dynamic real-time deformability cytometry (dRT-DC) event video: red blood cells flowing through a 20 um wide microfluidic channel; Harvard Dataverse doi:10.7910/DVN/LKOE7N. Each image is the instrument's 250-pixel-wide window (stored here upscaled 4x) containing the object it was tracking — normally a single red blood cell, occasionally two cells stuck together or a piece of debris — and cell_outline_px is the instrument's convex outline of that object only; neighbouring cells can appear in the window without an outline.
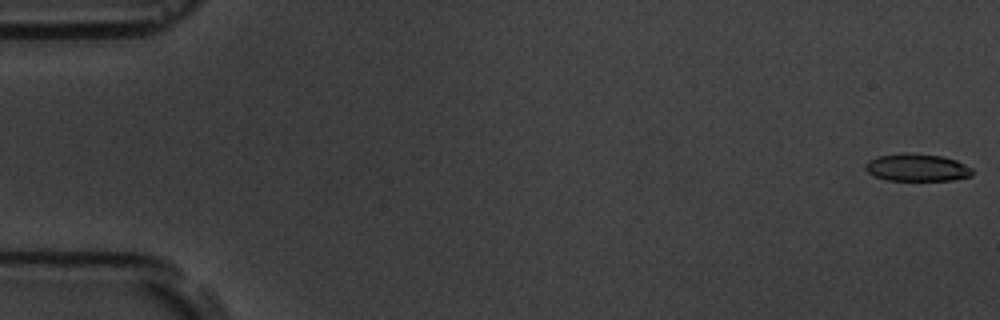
{"species": "common noctule bat (a hibernating species)", "species_latin": "Nyctalus noctula", "temperature_condition": "room temperature", "stored_images_in_passage": 11, "camera_frame_rate_fps": 3000, "um_per_image_px": 0.085, "animal": {"sex": "male", "body_mass_g": 19.5, "forearm_length_mm": 54.6}, "frame": {"image": 1, "passage_image": 1, "time_ms": 0.0, "image_size_px": [1000, 320], "cell_outline_px": [[972, 176], [952, 180], [884, 180], [868, 172], [864, 168], [864, 164], [868, 160], [880, 156], [900, 152], [916, 152], [944, 156], [956, 160], [972, 168]], "centroid_in_image_um": [77.94, 14.22], "position_along_channel_um": 7.1, "area_um2": 17.4}}